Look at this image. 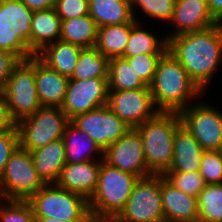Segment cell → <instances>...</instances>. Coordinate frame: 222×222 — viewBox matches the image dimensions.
Masks as SVG:
<instances>
[{
  "label": "cell",
  "instance_id": "22",
  "mask_svg": "<svg viewBox=\"0 0 222 222\" xmlns=\"http://www.w3.org/2000/svg\"><path fill=\"white\" fill-rule=\"evenodd\" d=\"M61 18L54 8L36 10L31 21V52L36 55L48 44L60 39Z\"/></svg>",
  "mask_w": 222,
  "mask_h": 222
},
{
  "label": "cell",
  "instance_id": "18",
  "mask_svg": "<svg viewBox=\"0 0 222 222\" xmlns=\"http://www.w3.org/2000/svg\"><path fill=\"white\" fill-rule=\"evenodd\" d=\"M69 78L48 67L35 55V85L42 106L61 107Z\"/></svg>",
  "mask_w": 222,
  "mask_h": 222
},
{
  "label": "cell",
  "instance_id": "32",
  "mask_svg": "<svg viewBox=\"0 0 222 222\" xmlns=\"http://www.w3.org/2000/svg\"><path fill=\"white\" fill-rule=\"evenodd\" d=\"M0 50L13 52L21 60L34 56L29 47L8 28L7 0H0Z\"/></svg>",
  "mask_w": 222,
  "mask_h": 222
},
{
  "label": "cell",
  "instance_id": "16",
  "mask_svg": "<svg viewBox=\"0 0 222 222\" xmlns=\"http://www.w3.org/2000/svg\"><path fill=\"white\" fill-rule=\"evenodd\" d=\"M101 162L102 160L66 163L55 184L82 195L88 201L96 190Z\"/></svg>",
  "mask_w": 222,
  "mask_h": 222
},
{
  "label": "cell",
  "instance_id": "31",
  "mask_svg": "<svg viewBox=\"0 0 222 222\" xmlns=\"http://www.w3.org/2000/svg\"><path fill=\"white\" fill-rule=\"evenodd\" d=\"M197 204L198 222H222V184H206Z\"/></svg>",
  "mask_w": 222,
  "mask_h": 222
},
{
  "label": "cell",
  "instance_id": "10",
  "mask_svg": "<svg viewBox=\"0 0 222 222\" xmlns=\"http://www.w3.org/2000/svg\"><path fill=\"white\" fill-rule=\"evenodd\" d=\"M182 125L204 150H221L222 111L205 102H195L180 113Z\"/></svg>",
  "mask_w": 222,
  "mask_h": 222
},
{
  "label": "cell",
  "instance_id": "21",
  "mask_svg": "<svg viewBox=\"0 0 222 222\" xmlns=\"http://www.w3.org/2000/svg\"><path fill=\"white\" fill-rule=\"evenodd\" d=\"M34 167L45 184H55L66 165L63 138L30 151Z\"/></svg>",
  "mask_w": 222,
  "mask_h": 222
},
{
  "label": "cell",
  "instance_id": "29",
  "mask_svg": "<svg viewBox=\"0 0 222 222\" xmlns=\"http://www.w3.org/2000/svg\"><path fill=\"white\" fill-rule=\"evenodd\" d=\"M143 87L146 85L125 58L109 59L108 90L121 91Z\"/></svg>",
  "mask_w": 222,
  "mask_h": 222
},
{
  "label": "cell",
  "instance_id": "6",
  "mask_svg": "<svg viewBox=\"0 0 222 222\" xmlns=\"http://www.w3.org/2000/svg\"><path fill=\"white\" fill-rule=\"evenodd\" d=\"M0 94L16 123L34 114L42 106L35 85V55L21 60L13 69Z\"/></svg>",
  "mask_w": 222,
  "mask_h": 222
},
{
  "label": "cell",
  "instance_id": "39",
  "mask_svg": "<svg viewBox=\"0 0 222 222\" xmlns=\"http://www.w3.org/2000/svg\"><path fill=\"white\" fill-rule=\"evenodd\" d=\"M19 146V135L15 126L10 131L0 132V178L11 154Z\"/></svg>",
  "mask_w": 222,
  "mask_h": 222
},
{
  "label": "cell",
  "instance_id": "26",
  "mask_svg": "<svg viewBox=\"0 0 222 222\" xmlns=\"http://www.w3.org/2000/svg\"><path fill=\"white\" fill-rule=\"evenodd\" d=\"M136 23H123L98 27L95 47L106 58L122 57L128 42L131 28Z\"/></svg>",
  "mask_w": 222,
  "mask_h": 222
},
{
  "label": "cell",
  "instance_id": "28",
  "mask_svg": "<svg viewBox=\"0 0 222 222\" xmlns=\"http://www.w3.org/2000/svg\"><path fill=\"white\" fill-rule=\"evenodd\" d=\"M109 59L96 47L83 48L70 79L108 78Z\"/></svg>",
  "mask_w": 222,
  "mask_h": 222
},
{
  "label": "cell",
  "instance_id": "38",
  "mask_svg": "<svg viewBox=\"0 0 222 222\" xmlns=\"http://www.w3.org/2000/svg\"><path fill=\"white\" fill-rule=\"evenodd\" d=\"M54 9L61 20L89 14V0H56Z\"/></svg>",
  "mask_w": 222,
  "mask_h": 222
},
{
  "label": "cell",
  "instance_id": "13",
  "mask_svg": "<svg viewBox=\"0 0 222 222\" xmlns=\"http://www.w3.org/2000/svg\"><path fill=\"white\" fill-rule=\"evenodd\" d=\"M108 78L70 79L61 110L71 120L108 102Z\"/></svg>",
  "mask_w": 222,
  "mask_h": 222
},
{
  "label": "cell",
  "instance_id": "8",
  "mask_svg": "<svg viewBox=\"0 0 222 222\" xmlns=\"http://www.w3.org/2000/svg\"><path fill=\"white\" fill-rule=\"evenodd\" d=\"M44 185L30 151L18 146L0 178V199L28 201Z\"/></svg>",
  "mask_w": 222,
  "mask_h": 222
},
{
  "label": "cell",
  "instance_id": "11",
  "mask_svg": "<svg viewBox=\"0 0 222 222\" xmlns=\"http://www.w3.org/2000/svg\"><path fill=\"white\" fill-rule=\"evenodd\" d=\"M107 105L130 128L138 127L160 112L154 104L149 86L132 90H109Z\"/></svg>",
  "mask_w": 222,
  "mask_h": 222
},
{
  "label": "cell",
  "instance_id": "17",
  "mask_svg": "<svg viewBox=\"0 0 222 222\" xmlns=\"http://www.w3.org/2000/svg\"><path fill=\"white\" fill-rule=\"evenodd\" d=\"M161 204L165 222H198L197 197L177 189L163 175Z\"/></svg>",
  "mask_w": 222,
  "mask_h": 222
},
{
  "label": "cell",
  "instance_id": "23",
  "mask_svg": "<svg viewBox=\"0 0 222 222\" xmlns=\"http://www.w3.org/2000/svg\"><path fill=\"white\" fill-rule=\"evenodd\" d=\"M83 48L63 40L48 44L36 56L62 76L71 78Z\"/></svg>",
  "mask_w": 222,
  "mask_h": 222
},
{
  "label": "cell",
  "instance_id": "5",
  "mask_svg": "<svg viewBox=\"0 0 222 222\" xmlns=\"http://www.w3.org/2000/svg\"><path fill=\"white\" fill-rule=\"evenodd\" d=\"M36 218H55L62 221H89L88 201L76 192L56 184H45L29 200Z\"/></svg>",
  "mask_w": 222,
  "mask_h": 222
},
{
  "label": "cell",
  "instance_id": "36",
  "mask_svg": "<svg viewBox=\"0 0 222 222\" xmlns=\"http://www.w3.org/2000/svg\"><path fill=\"white\" fill-rule=\"evenodd\" d=\"M165 53L139 54L125 58L146 86H150L161 57Z\"/></svg>",
  "mask_w": 222,
  "mask_h": 222
},
{
  "label": "cell",
  "instance_id": "2",
  "mask_svg": "<svg viewBox=\"0 0 222 222\" xmlns=\"http://www.w3.org/2000/svg\"><path fill=\"white\" fill-rule=\"evenodd\" d=\"M149 87L160 112L180 113L204 94L169 51L159 60Z\"/></svg>",
  "mask_w": 222,
  "mask_h": 222
},
{
  "label": "cell",
  "instance_id": "1",
  "mask_svg": "<svg viewBox=\"0 0 222 222\" xmlns=\"http://www.w3.org/2000/svg\"><path fill=\"white\" fill-rule=\"evenodd\" d=\"M168 51L199 89L205 92L222 65V23L171 37Z\"/></svg>",
  "mask_w": 222,
  "mask_h": 222
},
{
  "label": "cell",
  "instance_id": "14",
  "mask_svg": "<svg viewBox=\"0 0 222 222\" xmlns=\"http://www.w3.org/2000/svg\"><path fill=\"white\" fill-rule=\"evenodd\" d=\"M110 166L144 178L153 175L147 167L141 135L130 128L119 140L104 150V159Z\"/></svg>",
  "mask_w": 222,
  "mask_h": 222
},
{
  "label": "cell",
  "instance_id": "20",
  "mask_svg": "<svg viewBox=\"0 0 222 222\" xmlns=\"http://www.w3.org/2000/svg\"><path fill=\"white\" fill-rule=\"evenodd\" d=\"M63 142L66 163L73 164L104 159V151L100 146L71 120L66 126ZM96 154L98 159L95 157Z\"/></svg>",
  "mask_w": 222,
  "mask_h": 222
},
{
  "label": "cell",
  "instance_id": "9",
  "mask_svg": "<svg viewBox=\"0 0 222 222\" xmlns=\"http://www.w3.org/2000/svg\"><path fill=\"white\" fill-rule=\"evenodd\" d=\"M117 217L123 222H165L161 204V175L139 178Z\"/></svg>",
  "mask_w": 222,
  "mask_h": 222
},
{
  "label": "cell",
  "instance_id": "40",
  "mask_svg": "<svg viewBox=\"0 0 222 222\" xmlns=\"http://www.w3.org/2000/svg\"><path fill=\"white\" fill-rule=\"evenodd\" d=\"M21 62V59L13 52L0 50V93L13 69Z\"/></svg>",
  "mask_w": 222,
  "mask_h": 222
},
{
  "label": "cell",
  "instance_id": "7",
  "mask_svg": "<svg viewBox=\"0 0 222 222\" xmlns=\"http://www.w3.org/2000/svg\"><path fill=\"white\" fill-rule=\"evenodd\" d=\"M69 121L61 107L41 106L16 123L19 146L32 151L61 139Z\"/></svg>",
  "mask_w": 222,
  "mask_h": 222
},
{
  "label": "cell",
  "instance_id": "43",
  "mask_svg": "<svg viewBox=\"0 0 222 222\" xmlns=\"http://www.w3.org/2000/svg\"><path fill=\"white\" fill-rule=\"evenodd\" d=\"M207 4L214 19L222 23V0H207Z\"/></svg>",
  "mask_w": 222,
  "mask_h": 222
},
{
  "label": "cell",
  "instance_id": "25",
  "mask_svg": "<svg viewBox=\"0 0 222 222\" xmlns=\"http://www.w3.org/2000/svg\"><path fill=\"white\" fill-rule=\"evenodd\" d=\"M98 26L88 14L61 20L60 40L72 43L81 48L95 47L97 42Z\"/></svg>",
  "mask_w": 222,
  "mask_h": 222
},
{
  "label": "cell",
  "instance_id": "12",
  "mask_svg": "<svg viewBox=\"0 0 222 222\" xmlns=\"http://www.w3.org/2000/svg\"><path fill=\"white\" fill-rule=\"evenodd\" d=\"M71 121L89 135L103 151L130 129L107 104L79 114Z\"/></svg>",
  "mask_w": 222,
  "mask_h": 222
},
{
  "label": "cell",
  "instance_id": "42",
  "mask_svg": "<svg viewBox=\"0 0 222 222\" xmlns=\"http://www.w3.org/2000/svg\"><path fill=\"white\" fill-rule=\"evenodd\" d=\"M23 2L30 10H45L49 8H54L56 0H20Z\"/></svg>",
  "mask_w": 222,
  "mask_h": 222
},
{
  "label": "cell",
  "instance_id": "35",
  "mask_svg": "<svg viewBox=\"0 0 222 222\" xmlns=\"http://www.w3.org/2000/svg\"><path fill=\"white\" fill-rule=\"evenodd\" d=\"M172 185L186 194L198 197L206 183L204 178L196 172H166L163 175Z\"/></svg>",
  "mask_w": 222,
  "mask_h": 222
},
{
  "label": "cell",
  "instance_id": "44",
  "mask_svg": "<svg viewBox=\"0 0 222 222\" xmlns=\"http://www.w3.org/2000/svg\"><path fill=\"white\" fill-rule=\"evenodd\" d=\"M88 222H123L117 216H96L91 215Z\"/></svg>",
  "mask_w": 222,
  "mask_h": 222
},
{
  "label": "cell",
  "instance_id": "3",
  "mask_svg": "<svg viewBox=\"0 0 222 222\" xmlns=\"http://www.w3.org/2000/svg\"><path fill=\"white\" fill-rule=\"evenodd\" d=\"M182 125L177 112H159L135 129L141 135L148 170L153 175H164L173 160L176 130Z\"/></svg>",
  "mask_w": 222,
  "mask_h": 222
},
{
  "label": "cell",
  "instance_id": "19",
  "mask_svg": "<svg viewBox=\"0 0 222 222\" xmlns=\"http://www.w3.org/2000/svg\"><path fill=\"white\" fill-rule=\"evenodd\" d=\"M204 149L184 125L174 135L173 160L167 172H196L200 170Z\"/></svg>",
  "mask_w": 222,
  "mask_h": 222
},
{
  "label": "cell",
  "instance_id": "41",
  "mask_svg": "<svg viewBox=\"0 0 222 222\" xmlns=\"http://www.w3.org/2000/svg\"><path fill=\"white\" fill-rule=\"evenodd\" d=\"M16 126V122L11 118L5 100L0 94V132L10 131Z\"/></svg>",
  "mask_w": 222,
  "mask_h": 222
},
{
  "label": "cell",
  "instance_id": "15",
  "mask_svg": "<svg viewBox=\"0 0 222 222\" xmlns=\"http://www.w3.org/2000/svg\"><path fill=\"white\" fill-rule=\"evenodd\" d=\"M170 24L175 28L165 35L167 41L180 34L204 30L218 22L210 13L207 0H176Z\"/></svg>",
  "mask_w": 222,
  "mask_h": 222
},
{
  "label": "cell",
  "instance_id": "27",
  "mask_svg": "<svg viewBox=\"0 0 222 222\" xmlns=\"http://www.w3.org/2000/svg\"><path fill=\"white\" fill-rule=\"evenodd\" d=\"M167 51L168 41L166 37L157 38V35L151 32V30L144 29L139 21L130 30V35L122 58L147 53H166Z\"/></svg>",
  "mask_w": 222,
  "mask_h": 222
},
{
  "label": "cell",
  "instance_id": "34",
  "mask_svg": "<svg viewBox=\"0 0 222 222\" xmlns=\"http://www.w3.org/2000/svg\"><path fill=\"white\" fill-rule=\"evenodd\" d=\"M0 222H36L28 201L0 199Z\"/></svg>",
  "mask_w": 222,
  "mask_h": 222
},
{
  "label": "cell",
  "instance_id": "4",
  "mask_svg": "<svg viewBox=\"0 0 222 222\" xmlns=\"http://www.w3.org/2000/svg\"><path fill=\"white\" fill-rule=\"evenodd\" d=\"M139 177L101 162L94 195L88 200L91 215L118 216Z\"/></svg>",
  "mask_w": 222,
  "mask_h": 222
},
{
  "label": "cell",
  "instance_id": "30",
  "mask_svg": "<svg viewBox=\"0 0 222 222\" xmlns=\"http://www.w3.org/2000/svg\"><path fill=\"white\" fill-rule=\"evenodd\" d=\"M33 12L20 0H7L8 28L29 47L30 51Z\"/></svg>",
  "mask_w": 222,
  "mask_h": 222
},
{
  "label": "cell",
  "instance_id": "45",
  "mask_svg": "<svg viewBox=\"0 0 222 222\" xmlns=\"http://www.w3.org/2000/svg\"><path fill=\"white\" fill-rule=\"evenodd\" d=\"M36 222H66L55 218H36ZM69 222H88V221H69Z\"/></svg>",
  "mask_w": 222,
  "mask_h": 222
},
{
  "label": "cell",
  "instance_id": "33",
  "mask_svg": "<svg viewBox=\"0 0 222 222\" xmlns=\"http://www.w3.org/2000/svg\"><path fill=\"white\" fill-rule=\"evenodd\" d=\"M176 0H131L132 17L136 22L138 17L136 9L147 15L151 20L168 23L172 19ZM137 17V18H136Z\"/></svg>",
  "mask_w": 222,
  "mask_h": 222
},
{
  "label": "cell",
  "instance_id": "37",
  "mask_svg": "<svg viewBox=\"0 0 222 222\" xmlns=\"http://www.w3.org/2000/svg\"><path fill=\"white\" fill-rule=\"evenodd\" d=\"M199 173L206 184H222V152L205 150L201 157Z\"/></svg>",
  "mask_w": 222,
  "mask_h": 222
},
{
  "label": "cell",
  "instance_id": "24",
  "mask_svg": "<svg viewBox=\"0 0 222 222\" xmlns=\"http://www.w3.org/2000/svg\"><path fill=\"white\" fill-rule=\"evenodd\" d=\"M89 15L98 27L137 23L131 12V0H89Z\"/></svg>",
  "mask_w": 222,
  "mask_h": 222
}]
</instances>
